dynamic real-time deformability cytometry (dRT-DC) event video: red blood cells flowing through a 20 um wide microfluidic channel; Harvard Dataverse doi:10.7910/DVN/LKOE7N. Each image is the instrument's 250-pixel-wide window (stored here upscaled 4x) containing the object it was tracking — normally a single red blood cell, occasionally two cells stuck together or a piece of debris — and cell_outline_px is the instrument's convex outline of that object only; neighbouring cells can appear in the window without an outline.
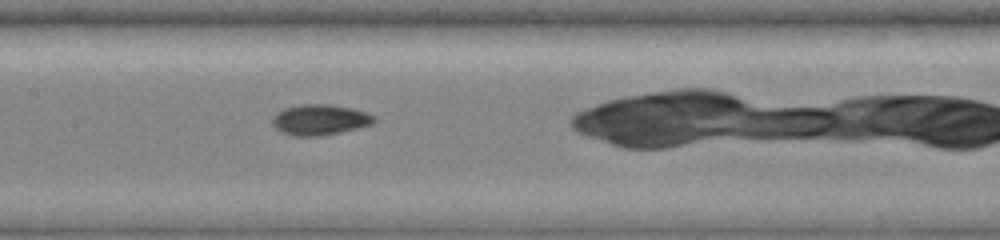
{"species": "common noctule bat (a hibernating species)", "species_latin": "Nyctalus noctula", "temperature_condition": "warm", "stored_images_in_passage": 44, "camera_frame_rate_fps": 3000, "um_per_image_px": 0.085, "animal": {"sex": "female", "body_mass_g": 19.0, "forearm_length_mm": 51.5}, "frame": {"image": 1, "passage_image": 24, "time_ms": 7.667, "image_size_px": [1000, 240], "cell_outline_px": [[376, 120], [372, 124], [340, 132], [320, 136], [292, 136], [280, 132], [272, 124], [272, 120], [284, 108], [300, 104], [328, 104], [352, 108], [364, 112], [372, 116]], "centroid_in_image_um": [27.16, 10.18], "position_along_channel_um": 180.2, "area_um2": 17.92}}
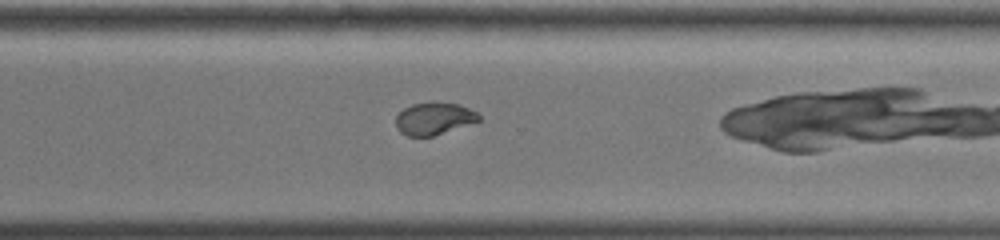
{"frame": {"image": 2, "passage_image": 37, "time_ms": 12.0, "image_size_px": [1000, 240], "cell_outline_px": [[480, 120], [432, 136], [408, 136], [400, 132], [396, 128], [396, 116], [404, 108], [412, 104], [460, 104], [476, 112], [480, 116]], "centroid_in_image_um": [36.86, 10.1], "position_along_channel_um": 333.7, "area_um2": 15.03}}
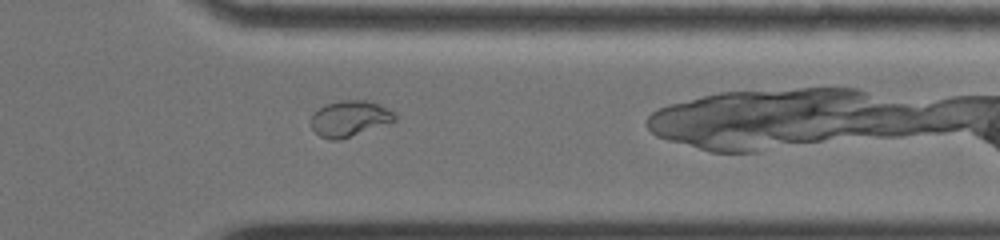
{"frame": {"image": 3, "passage_image": 41, "time_ms": 13.333, "image_size_px": [1000, 240], "cell_outline_px": [[396, 120], [340, 140], [332, 140], [320, 136], [312, 128], [312, 112], [324, 104], [344, 100], [364, 100], [376, 104], [396, 112]], "centroid_in_image_um": [29.69, 10.07], "position_along_channel_um": 381.7, "area_um2": 17.28}}